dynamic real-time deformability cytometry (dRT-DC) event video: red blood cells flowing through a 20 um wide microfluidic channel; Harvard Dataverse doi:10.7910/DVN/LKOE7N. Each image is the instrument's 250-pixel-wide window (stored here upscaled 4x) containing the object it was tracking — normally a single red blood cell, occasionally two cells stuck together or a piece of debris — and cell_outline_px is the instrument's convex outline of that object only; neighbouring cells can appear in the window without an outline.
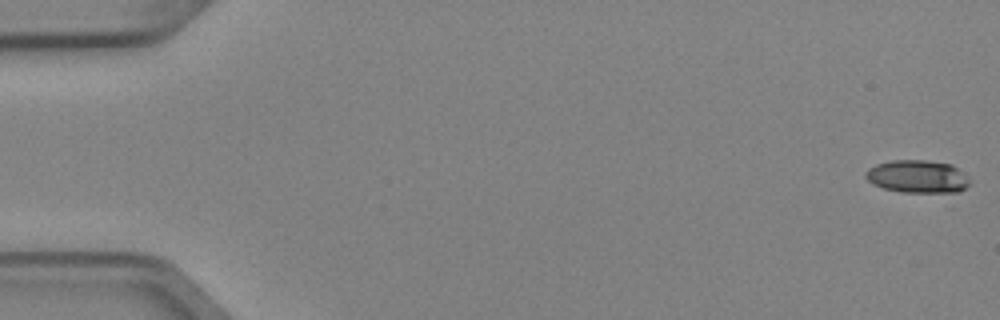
{"species": "Egyptian fruit bat (a non-hibernating species)", "species_latin": "Rousettus aegyptiacus", "temperature_condition": "cold", "stored_images_in_passage": 6, "camera_frame_rate_fps": 3000, "um_per_image_px": 0.085, "animal": {"sex": "female"}, "frame": {"image": 1, "passage_image": 1, "time_ms": 0.0, "image_size_px": [1000, 320], "cell_outline_px": [[968, 184], [964, 188], [956, 192], [900, 192], [884, 188], [872, 184], [864, 176], [864, 172], [868, 168], [876, 164], [892, 160], [924, 160], [952, 164], [964, 172], [968, 176]], "centroid_in_image_um": [77.96, 14.99], "position_along_channel_um": 7.0, "area_um2": 19.94}}
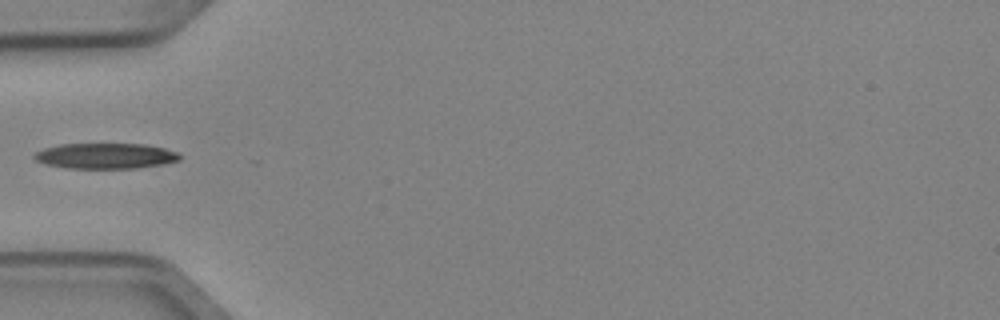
{"frame": {"image": 2, "passage_image": 5, "time_ms": 1.333, "image_size_px": [1000, 320], "cell_outline_px": [[180, 160], [164, 164], [140, 168], [68, 168], [48, 164], [36, 160], [32, 156], [36, 152], [44, 148], [60, 144], [144, 144], [164, 148], [180, 152]], "centroid_in_image_um": [9.02, 13.25], "position_along_channel_um": 76.0, "area_um2": 21.68}}
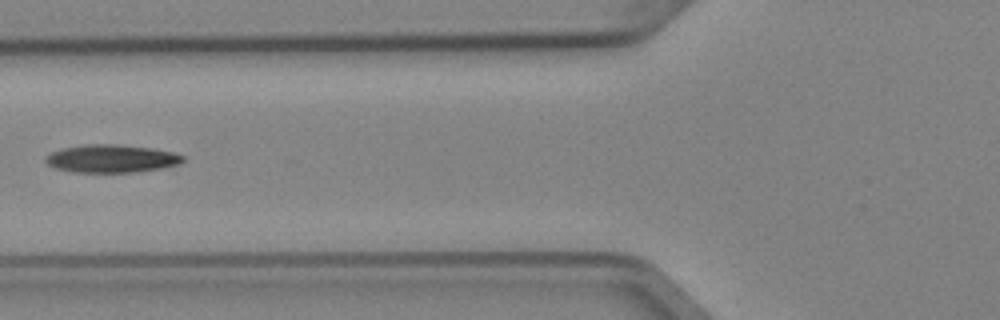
{"frame": {"image": 3, "passage_image": 6, "time_ms": 1.667, "image_size_px": [1000, 320], "cell_outline_px": [[184, 160], [180, 164], [160, 168], [136, 172], [72, 172], [56, 168], [48, 164], [44, 160], [44, 156], [52, 152], [64, 148], [84, 144], [116, 144], [152, 148], [172, 152], [184, 156]], "centroid_in_image_um": [9.46, 13.48], "position_along_channel_um": 116.3, "area_um2": 22.31}}